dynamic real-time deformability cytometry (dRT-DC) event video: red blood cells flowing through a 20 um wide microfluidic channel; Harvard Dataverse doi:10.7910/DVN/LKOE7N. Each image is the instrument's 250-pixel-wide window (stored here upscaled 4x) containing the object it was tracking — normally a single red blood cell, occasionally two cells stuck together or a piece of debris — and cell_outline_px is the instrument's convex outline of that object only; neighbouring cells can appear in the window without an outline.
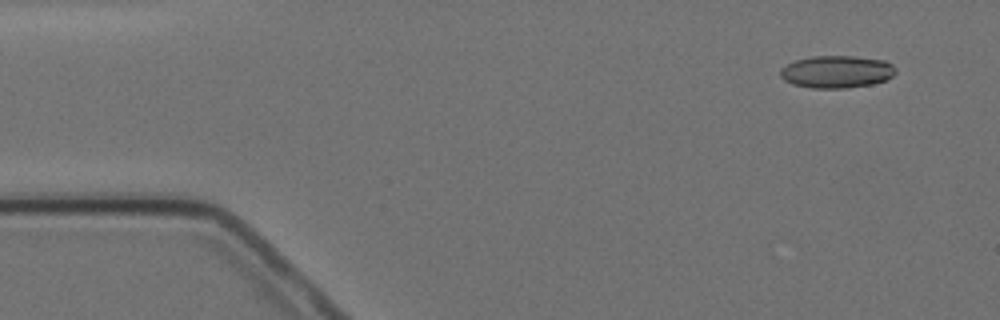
{"species": "Egyptian fruit bat (a non-hibernating species)", "species_latin": "Rousettus aegyptiacus", "temperature_condition": "cold", "stored_images_in_passage": 14, "camera_frame_rate_fps": 3000, "um_per_image_px": 0.085, "animal": {"sex": "female"}, "frame": {"image": 1, "passage_image": 1, "time_ms": 0.0, "image_size_px": [1000, 320], "cell_outline_px": [[896, 72], [892, 76], [884, 80], [872, 84], [844, 88], [812, 88], [792, 84], [784, 80], [780, 76], [780, 68], [796, 60], [812, 56], [852, 56], [884, 60], [892, 64], [896, 68]], "centroid_in_image_um": [71.11, 6.1], "position_along_channel_um": 13.9, "area_um2": 21.73}}
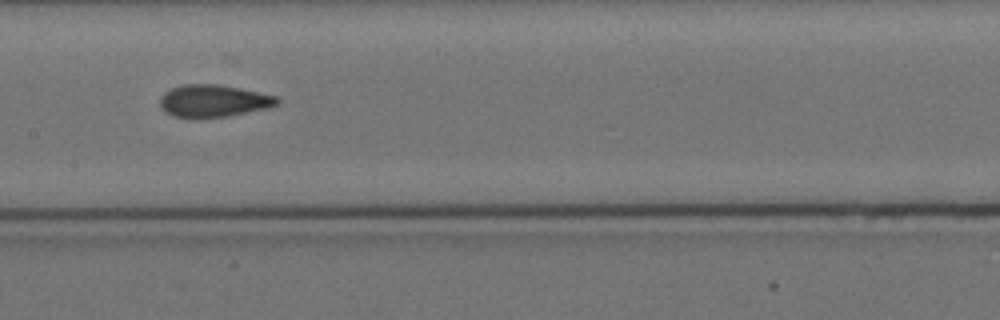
{"frame": {"image": 2, "passage_image": 7, "time_ms": 7.667, "image_size_px": [1000, 320], "cell_outline_px": [[280, 100], [276, 104], [268, 108], [224, 116], [196, 120], [192, 120], [176, 116], [160, 108], [160, 96], [164, 92], [172, 88], [184, 84], [220, 84], [240, 88], [276, 96]], "centroid_in_image_um": [18.1, 8.59], "position_along_channel_um": 189.3, "area_um2": 22.2}}
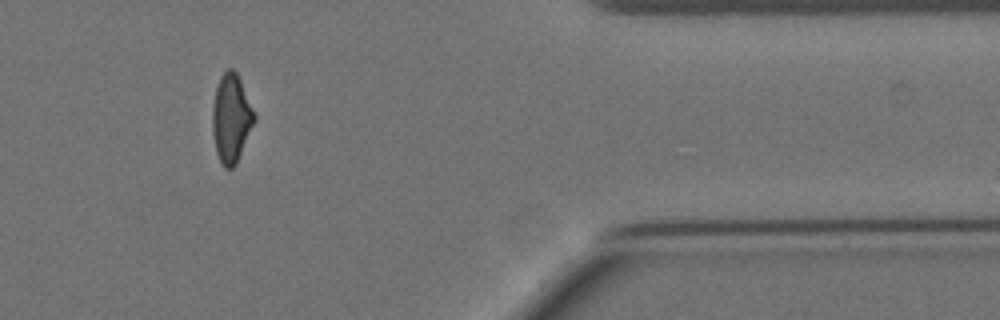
{"frame": {"image": 3, "passage_image": 12, "time_ms": 14.333, "image_size_px": [1000, 320], "cell_outline_px": [[256, 120], [236, 164], [232, 168], [224, 168], [216, 152], [212, 132], [212, 108], [216, 88], [220, 76], [228, 68], [232, 68], [236, 72], [240, 80], [256, 116]], "centroid_in_image_um": [19.65, 10.06], "position_along_channel_um": 391.8, "area_um2": 21.5}, "authors_computed_cell_mechanics": {"area_um2": 22.0218, "velocity_mm_per_s": 3.517, "shape_relaxation_time_tau1_ms": 8.4522, "shape_relaxation_time_tau2_ms": 1.8673, "deformation_change_tau1": 0.194, "deformation_change_tau2": 0.0852}}